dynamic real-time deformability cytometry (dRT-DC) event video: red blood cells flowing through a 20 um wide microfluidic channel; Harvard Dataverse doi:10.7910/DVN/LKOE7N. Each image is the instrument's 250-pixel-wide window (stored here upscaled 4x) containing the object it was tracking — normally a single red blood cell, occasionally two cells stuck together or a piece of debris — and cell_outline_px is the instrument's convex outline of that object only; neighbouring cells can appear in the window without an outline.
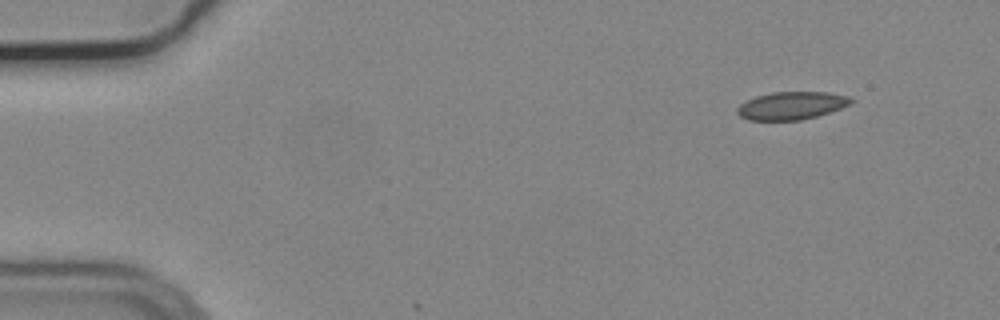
{"species": "common noctule bat (a hibernating species)", "species_latin": "Nyctalus noctula", "temperature_condition": "cold", "stored_images_in_passage": 51, "camera_frame_rate_fps": 3000, "um_per_image_px": 0.085, "animal": {"sex": "male", "body_mass_g": 19.2, "forearm_length_mm": 51.8}, "frame": {"image": 1, "passage_image": 1, "time_ms": 0.0, "image_size_px": [1000, 320], "cell_outline_px": [[856, 100], [840, 108], [816, 116], [800, 120], [748, 120], [740, 116], [736, 112], [736, 108], [740, 104], [756, 96], [772, 92], [828, 92], [848, 96]], "centroid_in_image_um": [67.26, 8.97], "position_along_channel_um": 17.7, "area_um2": 18.32}}
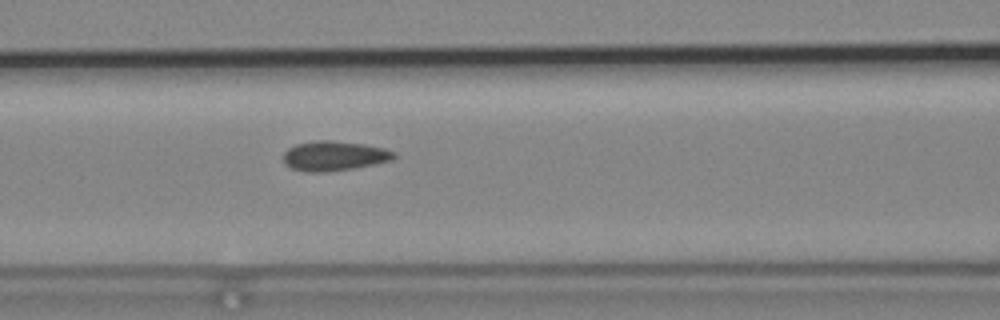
{"frame": {"image": 2, "passage_image": 19, "time_ms": 6.0, "image_size_px": [1000, 320], "cell_outline_px": [[396, 156], [392, 160], [352, 168], [324, 172], [304, 172], [292, 168], [284, 164], [284, 152], [288, 148], [296, 144], [316, 140], [332, 140], [364, 144], [384, 148], [396, 152]], "centroid_in_image_um": [28.39, 13.24], "position_along_channel_um": 138.2, "area_um2": 19.13}}
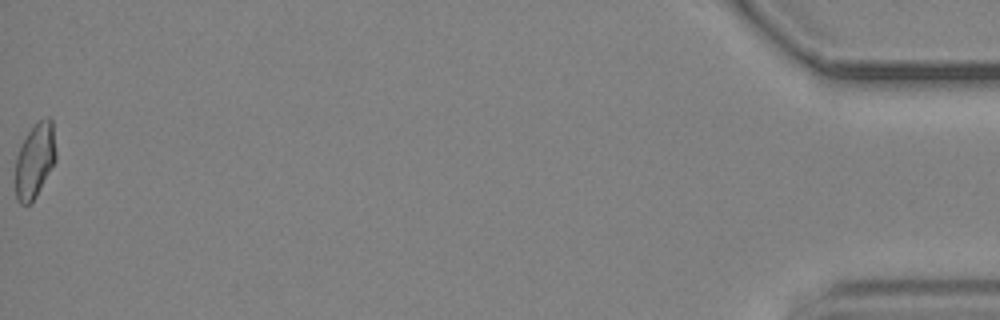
{"frame": {"image": 3, "passage_image": 51, "time_ms": 16.667, "image_size_px": [1000, 320], "cell_outline_px": [[56, 160], [36, 196], [28, 204], [20, 204], [16, 200], [16, 156], [28, 132], [40, 120], [48, 116], [52, 120], [56, 152]], "centroid_in_image_um": [2.97, 13.64], "position_along_channel_um": 432.2, "area_um2": 17.34}, "authors_computed_cell_mechanics": {"area_um2": 18.496, "velocity_mm_per_s": 3.715, "shape_relaxation_time_tau1_ms": null, "shape_relaxation_time_tau2_ms": 2.5172, "deformation_change_tau1": null, "deformation_change_tau2": 0.0745}}